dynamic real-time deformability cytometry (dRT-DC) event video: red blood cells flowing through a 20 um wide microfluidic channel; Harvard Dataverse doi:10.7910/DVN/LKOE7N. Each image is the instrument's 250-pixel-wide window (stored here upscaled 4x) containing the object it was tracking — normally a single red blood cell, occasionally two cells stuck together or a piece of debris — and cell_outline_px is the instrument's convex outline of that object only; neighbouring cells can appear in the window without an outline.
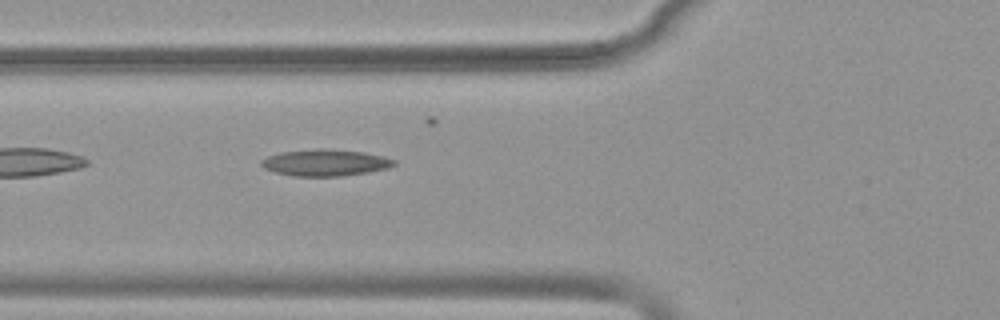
{"species": "common noctule bat (a hibernating species)", "species_latin": "Nyctalus noctula", "temperature_condition": "warm", "stored_images_in_passage": 35, "segment_of_instrument_passage": [1, 2], "camera_frame_rate_fps": 3000, "um_per_image_px": 0.085, "animal": {"sex": "female", "body_mass_g": 19.9}, "frame": {"image": 1, "passage_image": 2, "time_ms": 0.333, "image_size_px": [1000, 320], "cell_outline_px": [[396, 164], [388, 168], [368, 172], [340, 176], [292, 176], [276, 172], [264, 168], [260, 164], [260, 160], [268, 156], [280, 152], [316, 148], [324, 148], [364, 152], [384, 156], [396, 160]], "centroid_in_image_um": [27.65, 13.82], "position_along_channel_um": 98.2, "area_um2": 20.69}}
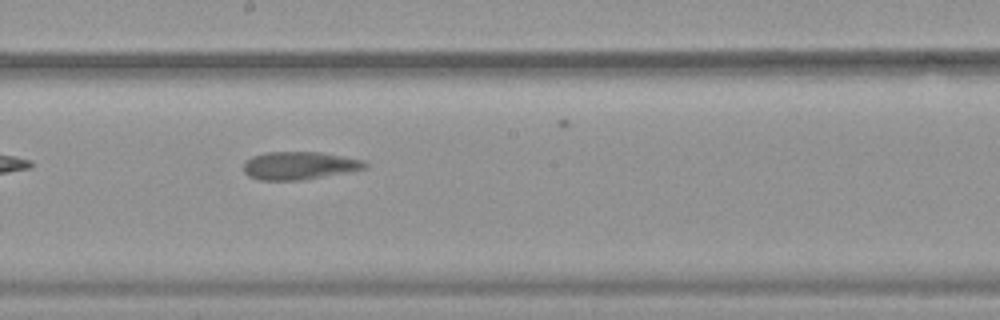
{"frame": {"image": 2, "passage_image": 12, "time_ms": 3.667, "image_size_px": [1000, 320], "cell_outline_px": [[368, 168], [352, 172], [300, 180], [260, 180], [248, 176], [244, 172], [244, 160], [252, 156], [264, 152], [320, 152], [364, 160], [368, 164]], "centroid_in_image_um": [25.46, 14.07], "position_along_channel_um": 222.7, "area_um2": 20.0}}
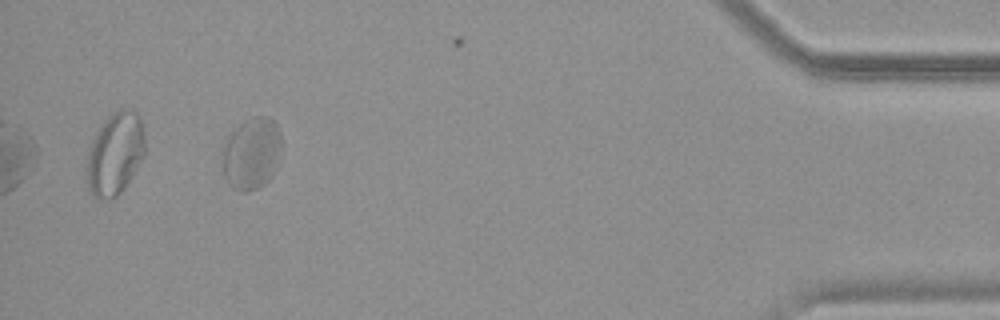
{"frame": {"image": 3, "passage_image": 32, "time_ms": 10.333, "image_size_px": [1000, 320], "cell_outline_px": [[280, 156], [272, 176], [264, 184], [248, 192], [240, 192], [232, 188], [228, 184], [224, 176], [220, 160], [224, 144], [232, 132], [244, 120], [256, 116], [268, 116], [276, 124], [280, 132]], "centroid_in_image_um": [21.36, 13.07], "position_along_channel_um": 413.8, "area_um2": 25.03}}